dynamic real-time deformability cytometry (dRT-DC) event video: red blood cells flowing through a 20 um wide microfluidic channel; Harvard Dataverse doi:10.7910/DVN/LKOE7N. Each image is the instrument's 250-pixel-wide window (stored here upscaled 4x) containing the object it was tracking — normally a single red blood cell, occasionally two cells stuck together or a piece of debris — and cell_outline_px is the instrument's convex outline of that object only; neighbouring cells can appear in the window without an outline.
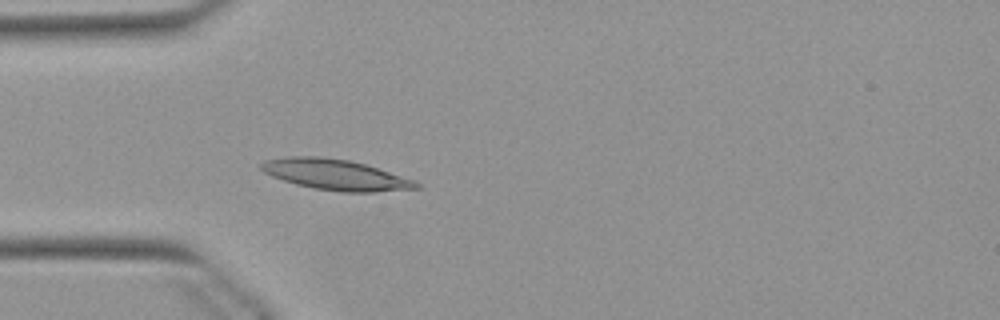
{"species": "Egyptian fruit bat (a non-hibernating species)", "species_latin": "Rousettus aegyptiacus", "temperature_condition": "warm", "stored_images_in_passage": 52, "camera_frame_rate_fps": 3000, "um_per_image_px": 0.085, "animal": {"sex": "female"}, "frame": {"image": 1, "passage_image": 15, "time_ms": 4.667, "image_size_px": [1000, 320], "cell_outline_px": [[420, 188], [376, 192], [340, 192], [316, 188], [296, 184], [272, 176], [264, 172], [260, 168], [260, 164], [264, 160], [288, 156], [320, 156], [348, 160], [364, 164], [416, 180], [420, 184]], "centroid_in_image_um": [28.53, 14.84], "position_along_channel_um": 56.5, "area_um2": 27.63}}
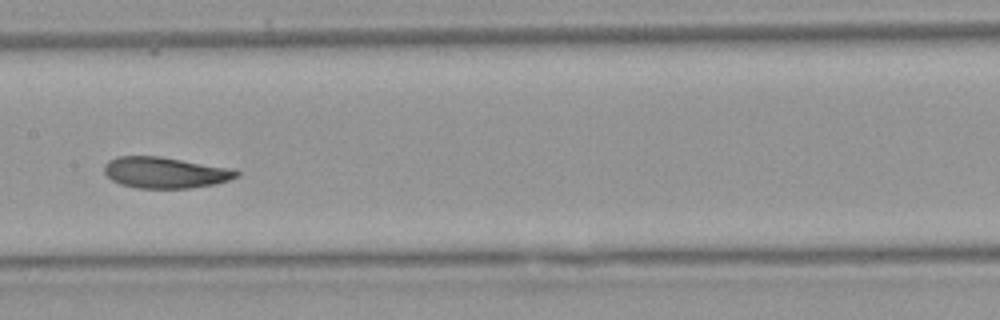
{"frame": {"image": 2, "passage_image": 26, "time_ms": 8.333, "image_size_px": [1000, 320], "cell_outline_px": [[240, 176], [216, 184], [192, 188], [136, 188], [120, 184], [112, 180], [104, 172], [104, 164], [108, 160], [116, 156], [160, 156], [236, 168], [240, 172]], "centroid_in_image_um": [14.09, 14.66], "position_along_channel_um": 193.3, "area_um2": 24.45}}
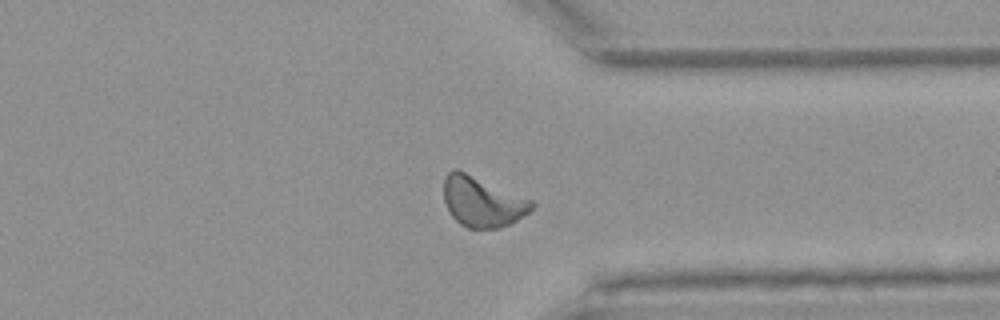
{"frame": {"image": 3, "passage_image": 40, "time_ms": 13.0, "image_size_px": [1000, 320], "cell_outline_px": [[536, 204], [524, 216], [500, 228], [468, 228], [460, 224], [448, 212], [444, 200], [444, 180], [448, 172], [456, 168], [532, 200]], "centroid_in_image_um": [40.98, 17.15], "position_along_channel_um": 370.4, "area_um2": 25.55}, "authors_computed_cell_mechanics": {"area_um2": 24.7384, "velocity_mm_per_s": 3.8493, "shape_relaxation_time_tau1_ms": 4.1893, "shape_relaxation_time_tau2_ms": 2.6887, "deformation_change_tau1": 0.1346, "deformation_change_tau2": 0.07}}